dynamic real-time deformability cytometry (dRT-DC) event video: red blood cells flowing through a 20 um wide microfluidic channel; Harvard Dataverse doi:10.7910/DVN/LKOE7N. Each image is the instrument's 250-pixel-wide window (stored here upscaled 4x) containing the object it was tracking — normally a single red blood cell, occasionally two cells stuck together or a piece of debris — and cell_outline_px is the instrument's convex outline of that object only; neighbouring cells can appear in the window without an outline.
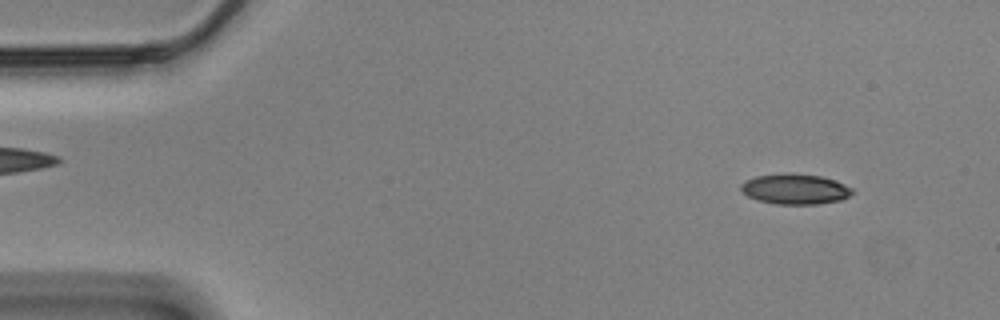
{"species": "Egyptian fruit bat (a non-hibernating species)", "species_latin": "Rousettus aegyptiacus", "temperature_condition": "cold", "stored_images_in_passage": 57, "camera_frame_rate_fps": 3000, "um_per_image_px": 0.085, "animal": {"sex": "male"}, "frame": {"image": 1, "passage_image": 5, "time_ms": 1.333, "image_size_px": [1000, 320], "cell_outline_px": [[852, 192], [848, 196], [840, 200], [816, 204], [776, 204], [756, 200], [748, 196], [740, 188], [740, 184], [744, 180], [756, 176], [784, 172], [792, 172], [820, 176], [836, 180], [852, 188]], "centroid_in_image_um": [67.54, 16.05], "position_along_channel_um": 17.5, "area_um2": 19.88}}
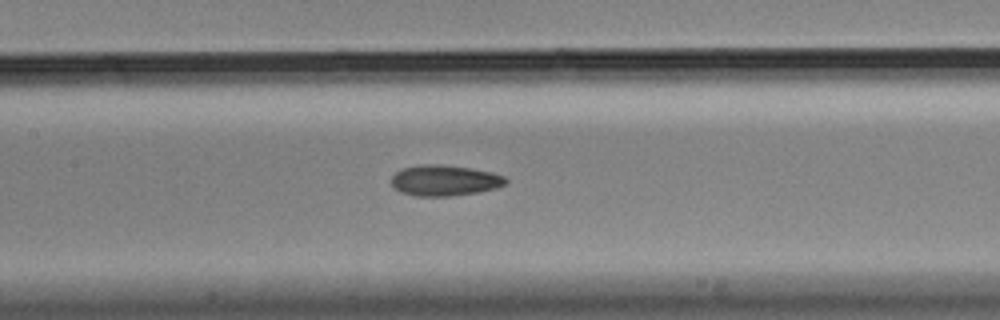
{"frame": {"image": 2, "passage_image": 26, "time_ms": 8.333, "image_size_px": [1000, 320], "cell_outline_px": [[508, 184], [496, 188], [480, 192], [452, 196], [416, 196], [400, 192], [392, 184], [392, 176], [396, 172], [404, 168], [420, 164], [440, 164], [472, 168], [492, 172], [504, 176], [508, 180]], "centroid_in_image_um": [37.84, 15.34], "position_along_channel_um": 169.6, "area_um2": 20.69}}
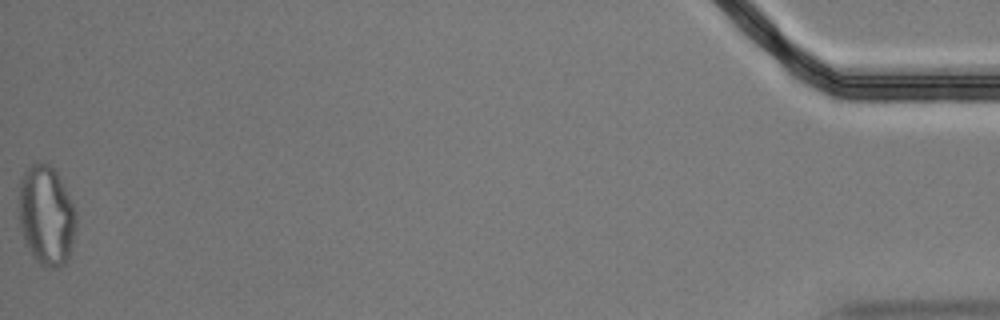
{"frame": {"image": 3, "passage_image": 57, "time_ms": 18.667, "image_size_px": [1000, 320], "cell_outline_px": [[76, 232], [68, 260], [64, 264], [52, 268], [44, 268], [32, 256], [24, 240], [20, 228], [20, 180], [24, 172], [36, 160], [48, 164], [56, 172], [76, 208]], "centroid_in_image_um": [3.96, 18.34], "position_along_channel_um": 431.2, "area_um2": 33.47}, "authors_computed_cell_mechanics": {"area_um2": 20.2878, "velocity_mm_per_s": 3.4805, "shape_relaxation_time_tau1_ms": 10.3338, "shape_relaxation_time_tau2_ms": 3.4832, "deformation_change_tau1": 0.1775, "deformation_change_tau2": 0.0974}}